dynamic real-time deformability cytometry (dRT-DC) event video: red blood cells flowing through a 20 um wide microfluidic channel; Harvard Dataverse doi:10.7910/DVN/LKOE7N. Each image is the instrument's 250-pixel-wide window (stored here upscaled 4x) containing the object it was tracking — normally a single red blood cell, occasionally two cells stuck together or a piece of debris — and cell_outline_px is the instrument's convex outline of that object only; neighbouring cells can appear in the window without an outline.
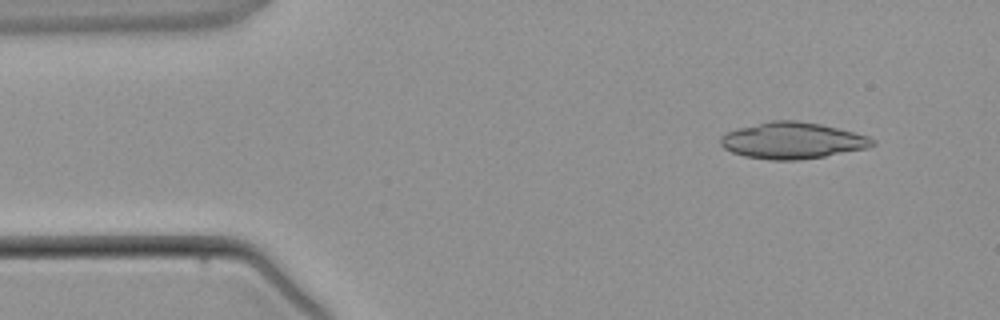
{"species": "common noctule bat (a hibernating species)", "species_latin": "Nyctalus noctula", "temperature_condition": "warm", "stored_images_in_passage": 4, "camera_frame_rate_fps": 3000, "um_per_image_px": 0.085, "animal": {"sex": "male", "body_mass_g": 21.5, "forearm_length_mm": 52.0}, "frame": {"image": 1, "passage_image": 2, "time_ms": 1.0, "image_size_px": [1000, 320], "cell_outline_px": [[876, 144], [868, 148], [824, 156], [796, 160], [772, 160], [744, 156], [732, 152], [724, 148], [720, 144], [720, 136], [736, 128], [772, 120], [796, 120], [820, 124], [868, 136], [876, 140]], "centroid_in_image_um": [67.34, 11.94], "position_along_channel_um": 17.7, "area_um2": 32.14}}